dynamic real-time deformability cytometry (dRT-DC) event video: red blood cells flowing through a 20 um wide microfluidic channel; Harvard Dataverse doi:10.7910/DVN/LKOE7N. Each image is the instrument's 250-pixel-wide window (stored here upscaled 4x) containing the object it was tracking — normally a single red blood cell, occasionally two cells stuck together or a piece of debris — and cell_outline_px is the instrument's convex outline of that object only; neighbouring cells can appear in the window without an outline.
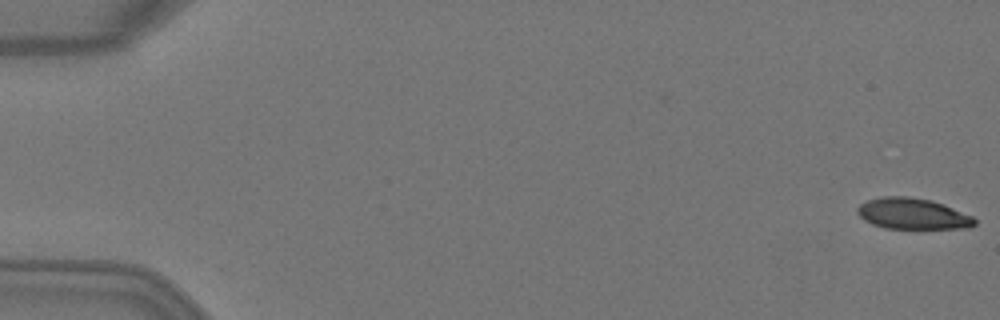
{"species": "Egyptian fruit bat (a non-hibernating species)", "species_latin": "Rousettus aegyptiacus", "temperature_condition": "warm", "stored_images_in_passage": 5, "camera_frame_rate_fps": 3000, "um_per_image_px": 0.085, "animal": {"sex": "female"}, "frame": {"image": 1, "passage_image": 1, "time_ms": 0.0, "image_size_px": [1000, 320], "cell_outline_px": [[976, 224], [968, 228], [884, 228], [872, 224], [864, 220], [856, 212], [856, 208], [860, 204], [868, 200], [884, 196], [908, 196], [932, 200], [944, 204], [972, 216], [976, 220]], "centroid_in_image_um": [77.56, 18.16], "position_along_channel_um": 7.4, "area_um2": 21.21}}
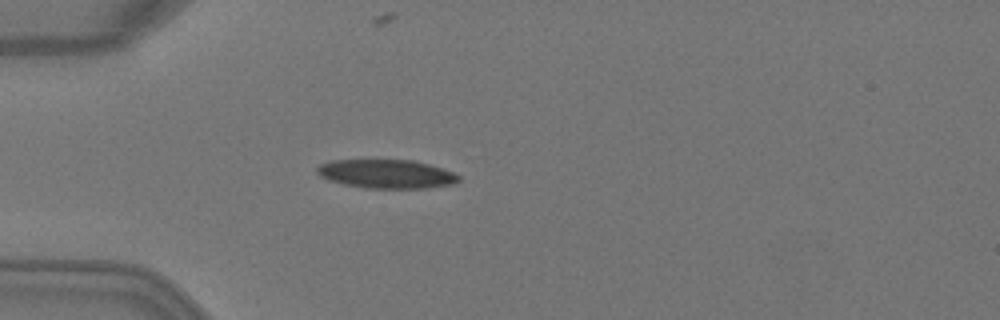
{"frame": {"image": 2, "passage_image": 4, "time_ms": 1.0, "image_size_px": [1000, 320], "cell_outline_px": [[460, 180], [452, 184], [428, 188], [364, 188], [344, 184], [328, 180], [320, 176], [316, 172], [316, 168], [320, 164], [332, 160], [416, 160], [444, 168], [460, 176]], "centroid_in_image_um": [32.86, 14.78], "position_along_channel_um": 52.1, "area_um2": 23.93}}